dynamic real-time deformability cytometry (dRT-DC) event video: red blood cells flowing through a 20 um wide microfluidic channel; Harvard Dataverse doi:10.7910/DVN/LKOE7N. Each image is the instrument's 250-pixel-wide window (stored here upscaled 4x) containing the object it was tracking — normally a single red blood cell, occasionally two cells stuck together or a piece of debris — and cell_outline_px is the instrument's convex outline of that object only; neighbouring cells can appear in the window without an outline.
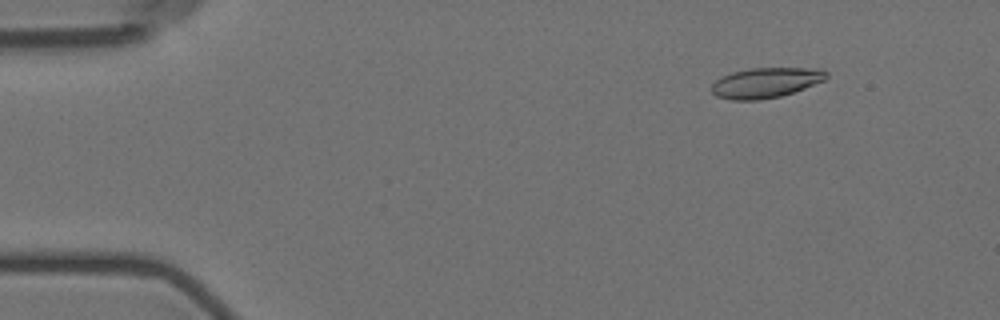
{"species": "Egyptian fruit bat (a non-hibernating species)", "species_latin": "Rousettus aegyptiacus", "temperature_condition": "room temperature", "stored_images_in_passage": 4, "camera_frame_rate_fps": 3000, "um_per_image_px": 0.085, "animal": {"sex": "female"}, "frame": {"image": 1, "passage_image": 2, "time_ms": 1.0, "image_size_px": [1000, 320], "cell_outline_px": [[828, 76], [824, 80], [804, 88], [780, 96], [756, 100], [732, 100], [716, 96], [712, 92], [712, 84], [720, 76], [732, 72], [748, 68], [820, 68], [828, 72]], "centroid_in_image_um": [65.07, 7.02], "position_along_channel_um": 19.9, "area_um2": 20.17}}